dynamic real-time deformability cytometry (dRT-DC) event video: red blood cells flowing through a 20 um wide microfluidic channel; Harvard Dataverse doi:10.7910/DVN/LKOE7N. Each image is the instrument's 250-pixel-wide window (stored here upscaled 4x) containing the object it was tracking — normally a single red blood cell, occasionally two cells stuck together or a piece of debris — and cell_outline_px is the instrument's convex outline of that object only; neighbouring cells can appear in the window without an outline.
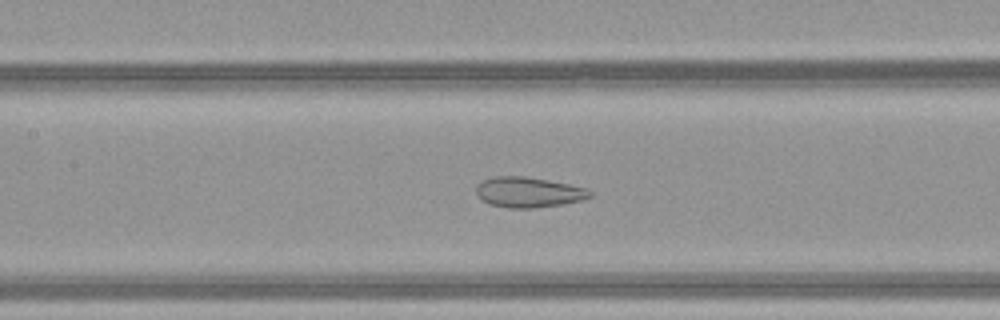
{"species": "common noctule bat (a hibernating species)", "species_latin": "Nyctalus noctula", "temperature_condition": "warm", "stored_images_in_passage": 35, "camera_frame_rate_fps": 3000, "um_per_image_px": 0.085, "animal": {"sex": "female", "body_mass_g": 21.9}, "frame": {"image": 1, "passage_image": 9, "time_ms": 2.667, "image_size_px": [1000, 320], "cell_outline_px": [[592, 196], [580, 200], [560, 204], [532, 208], [508, 208], [488, 204], [476, 196], [476, 184], [480, 180], [492, 176], [524, 176], [568, 184], [588, 188], [592, 192]], "centroid_in_image_um": [44.85, 16.33], "position_along_channel_um": 162.6, "area_um2": 20.23}}
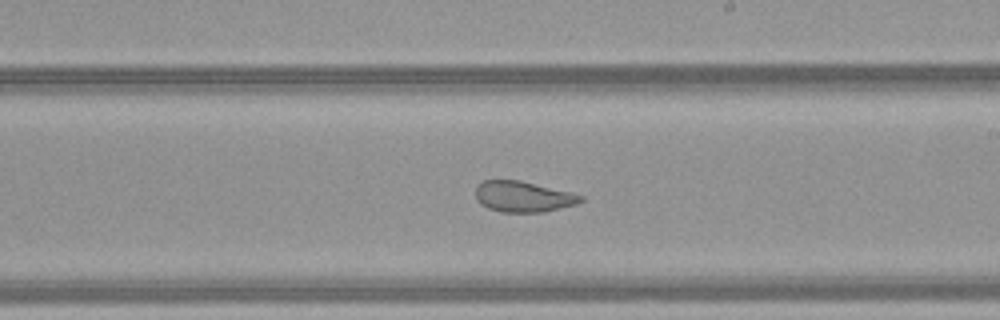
{"frame": {"image": 2, "passage_image": 15, "time_ms": 4.667, "image_size_px": [1000, 320], "cell_outline_px": [[584, 200], [576, 204], [544, 212], [500, 212], [488, 208], [480, 204], [476, 200], [476, 184], [484, 180], [520, 180], [572, 192], [584, 196]], "centroid_in_image_um": [44.46, 16.71], "position_along_channel_um": 244.5, "area_um2": 19.07}}
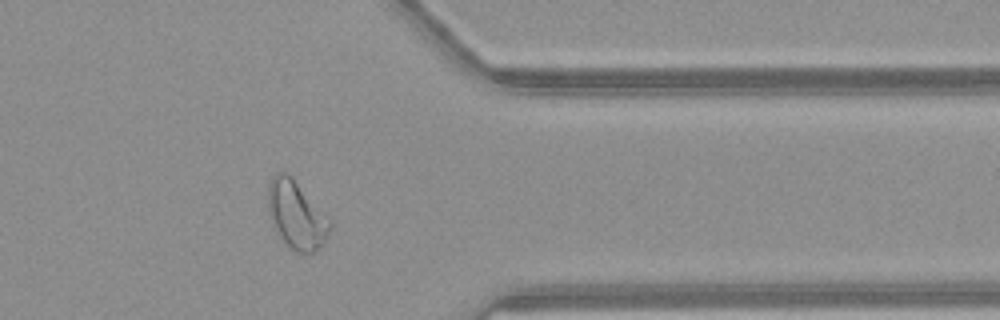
{"frame": {"image": 3, "passage_image": 26, "time_ms": 8.333, "image_size_px": [1000, 320], "cell_outline_px": [[332, 224], [324, 244], [320, 248], [312, 252], [296, 252], [276, 232], [272, 224], [268, 212], [268, 184], [272, 176], [276, 172], [288, 172], [292, 176], [332, 220]], "centroid_in_image_um": [25.2, 18.23], "position_along_channel_um": 386.2, "area_um2": 24.68}, "authors_computed_cell_mechanics": {"area_um2": 20.4034, "velocity_mm_per_s": 4.1093, "shape_relaxation_time_tau1_ms": null, "shape_relaxation_time_tau2_ms": 1.136, "deformation_change_tau1": null, "deformation_change_tau2": 0.0913}}